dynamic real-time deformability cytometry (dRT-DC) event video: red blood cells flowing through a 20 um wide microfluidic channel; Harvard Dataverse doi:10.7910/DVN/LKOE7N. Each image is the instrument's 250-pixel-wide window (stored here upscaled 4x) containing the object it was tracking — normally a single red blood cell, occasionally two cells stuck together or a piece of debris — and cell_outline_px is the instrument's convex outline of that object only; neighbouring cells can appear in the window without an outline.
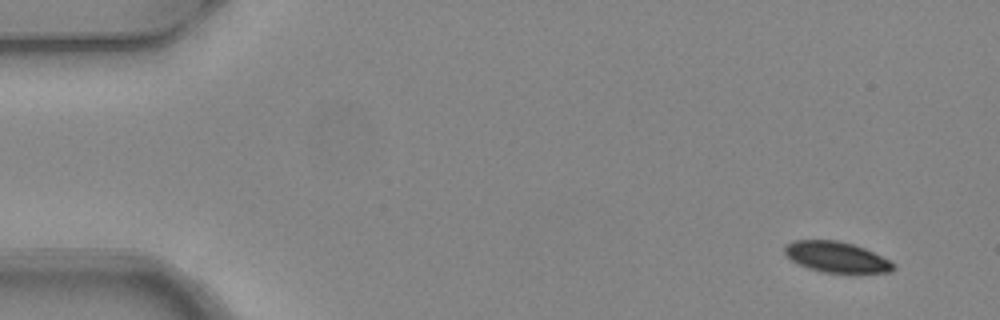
{"species": "common noctule bat (a hibernating species)", "species_latin": "Nyctalus noctula", "temperature_condition": "warm", "stored_images_in_passage": 5, "camera_frame_rate_fps": 3000, "um_per_image_px": 0.085, "animal": {"sex": "female", "body_mass_g": 24.6, "forearm_length_mm": 56.2}, "frame": {"image": 1, "passage_image": 1, "time_ms": 0.0, "image_size_px": [1000, 320], "cell_outline_px": [[896, 268], [892, 272], [820, 272], [808, 268], [792, 260], [784, 252], [784, 244], [792, 240], [836, 240], [852, 244], [864, 248], [892, 260], [896, 264]], "centroid_in_image_um": [71.12, 21.84], "position_along_channel_um": 13.9, "area_um2": 19.48}}
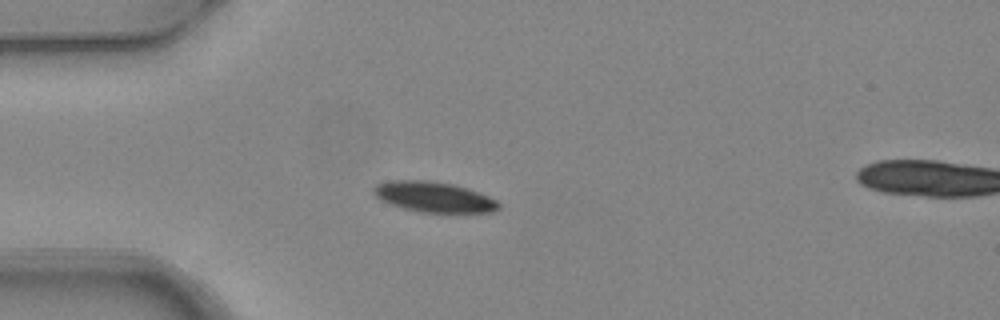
{"frame": {"image": 2, "passage_image": 4, "time_ms": 1.0, "image_size_px": [1000, 320], "cell_outline_px": [[500, 208], [492, 212], [420, 212], [404, 208], [380, 200], [372, 192], [372, 188], [376, 184], [392, 180], [428, 180], [452, 184], [468, 188], [488, 196], [496, 200], [500, 204]], "centroid_in_image_um": [36.87, 16.73], "position_along_channel_um": 48.1, "area_um2": 22.08}}